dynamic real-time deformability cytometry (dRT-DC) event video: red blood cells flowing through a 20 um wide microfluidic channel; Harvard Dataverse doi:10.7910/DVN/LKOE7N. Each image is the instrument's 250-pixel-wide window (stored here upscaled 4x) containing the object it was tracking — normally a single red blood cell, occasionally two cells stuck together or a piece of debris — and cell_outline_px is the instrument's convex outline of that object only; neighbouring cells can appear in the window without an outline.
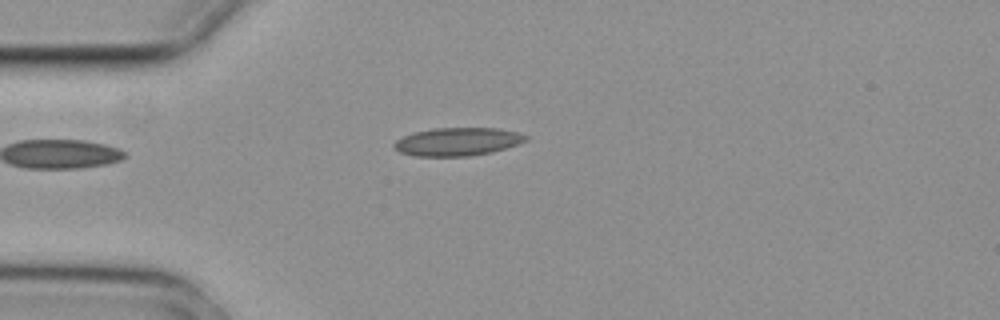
{"species": "common noctule bat (a hibernating species)", "species_latin": "Nyctalus noctula", "temperature_condition": "cold", "stored_images_in_passage": 4, "camera_frame_rate_fps": 3000, "um_per_image_px": 0.085, "animal": {"sex": "female", "body_mass_g": 29.2, "forearm_length_mm": 56.3}, "frame": {"image": 1, "passage_image": 4, "time_ms": 1.0, "image_size_px": [1000, 320], "cell_outline_px": [[528, 140], [492, 152], [468, 156], [416, 156], [400, 152], [392, 148], [392, 144], [396, 140], [412, 132], [432, 128], [500, 128], [516, 132], [528, 136]], "centroid_in_image_um": [38.84, 12.03], "position_along_channel_um": 46.2, "area_um2": 21.62}}